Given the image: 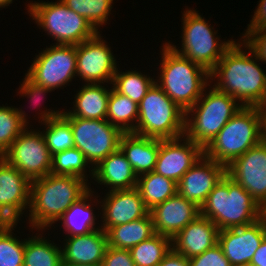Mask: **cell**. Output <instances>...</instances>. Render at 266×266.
Wrapping results in <instances>:
<instances>
[{
  "mask_svg": "<svg viewBox=\"0 0 266 266\" xmlns=\"http://www.w3.org/2000/svg\"><path fill=\"white\" fill-rule=\"evenodd\" d=\"M25 76L26 77L23 79L24 81L22 82L21 86H19L20 91L18 93L21 96H27L28 98H30L31 103L32 102L35 104H36V102L39 103L42 99L41 98L42 95H45V93L52 91V89L45 88L43 86L38 85L33 80H31L26 74H25ZM37 105H40V104H37ZM14 109H15L16 116L18 117V120L21 122V124L25 128H27L28 127L27 125L29 124V122H27L28 119L26 118L27 115H26L25 111H23L22 109H18V108H14Z\"/></svg>",
  "mask_w": 266,
  "mask_h": 266,
  "instance_id": "74e56055",
  "label": "cell"
},
{
  "mask_svg": "<svg viewBox=\"0 0 266 266\" xmlns=\"http://www.w3.org/2000/svg\"><path fill=\"white\" fill-rule=\"evenodd\" d=\"M256 109L259 112H266V87H265V90H264V94L262 96V99L257 104Z\"/></svg>",
  "mask_w": 266,
  "mask_h": 266,
  "instance_id": "bcb514c9",
  "label": "cell"
},
{
  "mask_svg": "<svg viewBox=\"0 0 266 266\" xmlns=\"http://www.w3.org/2000/svg\"><path fill=\"white\" fill-rule=\"evenodd\" d=\"M139 106L129 97L116 92L109 94L106 120L123 133H133L138 120ZM136 122V123H134Z\"/></svg>",
  "mask_w": 266,
  "mask_h": 266,
  "instance_id": "f546056e",
  "label": "cell"
},
{
  "mask_svg": "<svg viewBox=\"0 0 266 266\" xmlns=\"http://www.w3.org/2000/svg\"><path fill=\"white\" fill-rule=\"evenodd\" d=\"M266 237V219L239 228L219 230L218 244L232 266H249Z\"/></svg>",
  "mask_w": 266,
  "mask_h": 266,
  "instance_id": "2e32d148",
  "label": "cell"
},
{
  "mask_svg": "<svg viewBox=\"0 0 266 266\" xmlns=\"http://www.w3.org/2000/svg\"><path fill=\"white\" fill-rule=\"evenodd\" d=\"M102 266H136L130 250L107 247Z\"/></svg>",
  "mask_w": 266,
  "mask_h": 266,
  "instance_id": "60d3db41",
  "label": "cell"
},
{
  "mask_svg": "<svg viewBox=\"0 0 266 266\" xmlns=\"http://www.w3.org/2000/svg\"><path fill=\"white\" fill-rule=\"evenodd\" d=\"M263 217L266 219V205H265V207L263 208Z\"/></svg>",
  "mask_w": 266,
  "mask_h": 266,
  "instance_id": "681fc988",
  "label": "cell"
},
{
  "mask_svg": "<svg viewBox=\"0 0 266 266\" xmlns=\"http://www.w3.org/2000/svg\"><path fill=\"white\" fill-rule=\"evenodd\" d=\"M119 148L139 176L154 171L160 149V139L124 133L120 139Z\"/></svg>",
  "mask_w": 266,
  "mask_h": 266,
  "instance_id": "cb8c5ba5",
  "label": "cell"
},
{
  "mask_svg": "<svg viewBox=\"0 0 266 266\" xmlns=\"http://www.w3.org/2000/svg\"><path fill=\"white\" fill-rule=\"evenodd\" d=\"M203 154V148L185 135L174 139H160L154 171L178 183Z\"/></svg>",
  "mask_w": 266,
  "mask_h": 266,
  "instance_id": "e0dca14e",
  "label": "cell"
},
{
  "mask_svg": "<svg viewBox=\"0 0 266 266\" xmlns=\"http://www.w3.org/2000/svg\"><path fill=\"white\" fill-rule=\"evenodd\" d=\"M24 129L12 106H0V157Z\"/></svg>",
  "mask_w": 266,
  "mask_h": 266,
  "instance_id": "8d00e7d4",
  "label": "cell"
},
{
  "mask_svg": "<svg viewBox=\"0 0 266 266\" xmlns=\"http://www.w3.org/2000/svg\"><path fill=\"white\" fill-rule=\"evenodd\" d=\"M189 263L190 266H232L218 243L202 254L190 258Z\"/></svg>",
  "mask_w": 266,
  "mask_h": 266,
  "instance_id": "f35d334b",
  "label": "cell"
},
{
  "mask_svg": "<svg viewBox=\"0 0 266 266\" xmlns=\"http://www.w3.org/2000/svg\"><path fill=\"white\" fill-rule=\"evenodd\" d=\"M138 106L134 134L157 139H174L184 135L185 111L174 103L156 82Z\"/></svg>",
  "mask_w": 266,
  "mask_h": 266,
  "instance_id": "52a82bcc",
  "label": "cell"
},
{
  "mask_svg": "<svg viewBox=\"0 0 266 266\" xmlns=\"http://www.w3.org/2000/svg\"><path fill=\"white\" fill-rule=\"evenodd\" d=\"M68 8L83 16L97 31L105 24L112 9L113 0H61Z\"/></svg>",
  "mask_w": 266,
  "mask_h": 266,
  "instance_id": "d590c367",
  "label": "cell"
},
{
  "mask_svg": "<svg viewBox=\"0 0 266 266\" xmlns=\"http://www.w3.org/2000/svg\"><path fill=\"white\" fill-rule=\"evenodd\" d=\"M71 125L74 145L92 164L93 167L120 147V139L124 134L120 129L104 120L82 119L73 116H63Z\"/></svg>",
  "mask_w": 266,
  "mask_h": 266,
  "instance_id": "30bf717a",
  "label": "cell"
},
{
  "mask_svg": "<svg viewBox=\"0 0 266 266\" xmlns=\"http://www.w3.org/2000/svg\"><path fill=\"white\" fill-rule=\"evenodd\" d=\"M88 164L84 154L73 147L52 156L51 174L80 177L88 182L85 175Z\"/></svg>",
  "mask_w": 266,
  "mask_h": 266,
  "instance_id": "e575fe53",
  "label": "cell"
},
{
  "mask_svg": "<svg viewBox=\"0 0 266 266\" xmlns=\"http://www.w3.org/2000/svg\"><path fill=\"white\" fill-rule=\"evenodd\" d=\"M100 202L103 216L101 228L107 232L111 227L129 223L146 217L149 210L146 208L142 196L137 188L114 190L107 192Z\"/></svg>",
  "mask_w": 266,
  "mask_h": 266,
  "instance_id": "d6986e66",
  "label": "cell"
},
{
  "mask_svg": "<svg viewBox=\"0 0 266 266\" xmlns=\"http://www.w3.org/2000/svg\"><path fill=\"white\" fill-rule=\"evenodd\" d=\"M200 215L225 230L255 223L263 218V208L226 174L201 205Z\"/></svg>",
  "mask_w": 266,
  "mask_h": 266,
  "instance_id": "3957f363",
  "label": "cell"
},
{
  "mask_svg": "<svg viewBox=\"0 0 266 266\" xmlns=\"http://www.w3.org/2000/svg\"><path fill=\"white\" fill-rule=\"evenodd\" d=\"M260 140L266 145V112H260Z\"/></svg>",
  "mask_w": 266,
  "mask_h": 266,
  "instance_id": "f6af8a7d",
  "label": "cell"
},
{
  "mask_svg": "<svg viewBox=\"0 0 266 266\" xmlns=\"http://www.w3.org/2000/svg\"><path fill=\"white\" fill-rule=\"evenodd\" d=\"M62 266H102V265H93V264H72V265H62Z\"/></svg>",
  "mask_w": 266,
  "mask_h": 266,
  "instance_id": "c3c4849f",
  "label": "cell"
},
{
  "mask_svg": "<svg viewBox=\"0 0 266 266\" xmlns=\"http://www.w3.org/2000/svg\"><path fill=\"white\" fill-rule=\"evenodd\" d=\"M172 248V239L155 234L130 249L136 266H158Z\"/></svg>",
  "mask_w": 266,
  "mask_h": 266,
  "instance_id": "1f68e13d",
  "label": "cell"
},
{
  "mask_svg": "<svg viewBox=\"0 0 266 266\" xmlns=\"http://www.w3.org/2000/svg\"><path fill=\"white\" fill-rule=\"evenodd\" d=\"M106 234L108 246L116 249L130 250L156 233L152 216L149 213L146 217L138 220L111 227Z\"/></svg>",
  "mask_w": 266,
  "mask_h": 266,
  "instance_id": "484cf974",
  "label": "cell"
},
{
  "mask_svg": "<svg viewBox=\"0 0 266 266\" xmlns=\"http://www.w3.org/2000/svg\"><path fill=\"white\" fill-rule=\"evenodd\" d=\"M86 180L48 174L31 181L29 227L42 230L59 221L63 214L89 190Z\"/></svg>",
  "mask_w": 266,
  "mask_h": 266,
  "instance_id": "7a4b0ae2",
  "label": "cell"
},
{
  "mask_svg": "<svg viewBox=\"0 0 266 266\" xmlns=\"http://www.w3.org/2000/svg\"><path fill=\"white\" fill-rule=\"evenodd\" d=\"M260 140V112L243 106L203 149L204 155L228 166Z\"/></svg>",
  "mask_w": 266,
  "mask_h": 266,
  "instance_id": "8992f818",
  "label": "cell"
},
{
  "mask_svg": "<svg viewBox=\"0 0 266 266\" xmlns=\"http://www.w3.org/2000/svg\"><path fill=\"white\" fill-rule=\"evenodd\" d=\"M99 33L76 45V76H80L85 84H112L116 73L117 61Z\"/></svg>",
  "mask_w": 266,
  "mask_h": 266,
  "instance_id": "4fadbf2b",
  "label": "cell"
},
{
  "mask_svg": "<svg viewBox=\"0 0 266 266\" xmlns=\"http://www.w3.org/2000/svg\"><path fill=\"white\" fill-rule=\"evenodd\" d=\"M249 266H266V237L253 255Z\"/></svg>",
  "mask_w": 266,
  "mask_h": 266,
  "instance_id": "ee69618b",
  "label": "cell"
},
{
  "mask_svg": "<svg viewBox=\"0 0 266 266\" xmlns=\"http://www.w3.org/2000/svg\"><path fill=\"white\" fill-rule=\"evenodd\" d=\"M13 0H0V8L9 6V4L12 3Z\"/></svg>",
  "mask_w": 266,
  "mask_h": 266,
  "instance_id": "7dc6e473",
  "label": "cell"
},
{
  "mask_svg": "<svg viewBox=\"0 0 266 266\" xmlns=\"http://www.w3.org/2000/svg\"><path fill=\"white\" fill-rule=\"evenodd\" d=\"M150 77L136 70L120 72L117 68L113 77L112 88L119 94L129 97L139 104L156 81Z\"/></svg>",
  "mask_w": 266,
  "mask_h": 266,
  "instance_id": "d6a6232c",
  "label": "cell"
},
{
  "mask_svg": "<svg viewBox=\"0 0 266 266\" xmlns=\"http://www.w3.org/2000/svg\"><path fill=\"white\" fill-rule=\"evenodd\" d=\"M162 47V62L159 68L161 74L155 82L186 112L199 100L206 87L210 86L207 84L210 81V73L179 55L167 43Z\"/></svg>",
  "mask_w": 266,
  "mask_h": 266,
  "instance_id": "277c9868",
  "label": "cell"
},
{
  "mask_svg": "<svg viewBox=\"0 0 266 266\" xmlns=\"http://www.w3.org/2000/svg\"><path fill=\"white\" fill-rule=\"evenodd\" d=\"M218 234V227L199 215L172 239V248L190 259L214 247L218 243Z\"/></svg>",
  "mask_w": 266,
  "mask_h": 266,
  "instance_id": "7402d4cb",
  "label": "cell"
},
{
  "mask_svg": "<svg viewBox=\"0 0 266 266\" xmlns=\"http://www.w3.org/2000/svg\"><path fill=\"white\" fill-rule=\"evenodd\" d=\"M93 179L114 191L135 188L138 176L119 148L93 168Z\"/></svg>",
  "mask_w": 266,
  "mask_h": 266,
  "instance_id": "603a6c76",
  "label": "cell"
},
{
  "mask_svg": "<svg viewBox=\"0 0 266 266\" xmlns=\"http://www.w3.org/2000/svg\"><path fill=\"white\" fill-rule=\"evenodd\" d=\"M62 113L63 111L47 109L39 113L41 122L47 127L42 135L52 156L75 147L71 125Z\"/></svg>",
  "mask_w": 266,
  "mask_h": 266,
  "instance_id": "4316f807",
  "label": "cell"
},
{
  "mask_svg": "<svg viewBox=\"0 0 266 266\" xmlns=\"http://www.w3.org/2000/svg\"><path fill=\"white\" fill-rule=\"evenodd\" d=\"M182 48L167 44L179 55L206 69L209 73L235 41L219 42L217 31L194 9L185 10L182 15ZM216 36V37H215Z\"/></svg>",
  "mask_w": 266,
  "mask_h": 266,
  "instance_id": "ba28073f",
  "label": "cell"
},
{
  "mask_svg": "<svg viewBox=\"0 0 266 266\" xmlns=\"http://www.w3.org/2000/svg\"><path fill=\"white\" fill-rule=\"evenodd\" d=\"M111 89L101 84H84L75 95L74 107L64 111L62 116H73L82 119L104 120L107 117V107Z\"/></svg>",
  "mask_w": 266,
  "mask_h": 266,
  "instance_id": "d4e9b609",
  "label": "cell"
},
{
  "mask_svg": "<svg viewBox=\"0 0 266 266\" xmlns=\"http://www.w3.org/2000/svg\"><path fill=\"white\" fill-rule=\"evenodd\" d=\"M211 88L208 93L203 92L199 100L185 112L184 135L203 149L243 107L232 96L213 86Z\"/></svg>",
  "mask_w": 266,
  "mask_h": 266,
  "instance_id": "5b68a950",
  "label": "cell"
},
{
  "mask_svg": "<svg viewBox=\"0 0 266 266\" xmlns=\"http://www.w3.org/2000/svg\"><path fill=\"white\" fill-rule=\"evenodd\" d=\"M158 266H190V263L189 258L171 248Z\"/></svg>",
  "mask_w": 266,
  "mask_h": 266,
  "instance_id": "7bdbcfd3",
  "label": "cell"
},
{
  "mask_svg": "<svg viewBox=\"0 0 266 266\" xmlns=\"http://www.w3.org/2000/svg\"><path fill=\"white\" fill-rule=\"evenodd\" d=\"M35 57L26 75L40 86L55 90L76 76V45H51Z\"/></svg>",
  "mask_w": 266,
  "mask_h": 266,
  "instance_id": "8fae6325",
  "label": "cell"
},
{
  "mask_svg": "<svg viewBox=\"0 0 266 266\" xmlns=\"http://www.w3.org/2000/svg\"><path fill=\"white\" fill-rule=\"evenodd\" d=\"M28 12L57 43L77 45L92 38L97 31L83 17L59 2H34L28 4Z\"/></svg>",
  "mask_w": 266,
  "mask_h": 266,
  "instance_id": "9c48e42d",
  "label": "cell"
},
{
  "mask_svg": "<svg viewBox=\"0 0 266 266\" xmlns=\"http://www.w3.org/2000/svg\"><path fill=\"white\" fill-rule=\"evenodd\" d=\"M256 60L258 57L244 42L235 41L210 72V80L217 77L213 87L241 101L242 106L256 107L266 87V71Z\"/></svg>",
  "mask_w": 266,
  "mask_h": 266,
  "instance_id": "6da1fadb",
  "label": "cell"
},
{
  "mask_svg": "<svg viewBox=\"0 0 266 266\" xmlns=\"http://www.w3.org/2000/svg\"><path fill=\"white\" fill-rule=\"evenodd\" d=\"M155 233L173 239L183 228L200 215V208L178 193L149 211Z\"/></svg>",
  "mask_w": 266,
  "mask_h": 266,
  "instance_id": "ffe728a7",
  "label": "cell"
},
{
  "mask_svg": "<svg viewBox=\"0 0 266 266\" xmlns=\"http://www.w3.org/2000/svg\"><path fill=\"white\" fill-rule=\"evenodd\" d=\"M17 222H3L0 225V266H23L25 239L18 240L12 230Z\"/></svg>",
  "mask_w": 266,
  "mask_h": 266,
  "instance_id": "836d02e7",
  "label": "cell"
},
{
  "mask_svg": "<svg viewBox=\"0 0 266 266\" xmlns=\"http://www.w3.org/2000/svg\"><path fill=\"white\" fill-rule=\"evenodd\" d=\"M30 194L31 180L0 157V220L19 222L30 206Z\"/></svg>",
  "mask_w": 266,
  "mask_h": 266,
  "instance_id": "9a60e30c",
  "label": "cell"
},
{
  "mask_svg": "<svg viewBox=\"0 0 266 266\" xmlns=\"http://www.w3.org/2000/svg\"><path fill=\"white\" fill-rule=\"evenodd\" d=\"M225 175L226 166L203 154L177 183L178 194L200 208Z\"/></svg>",
  "mask_w": 266,
  "mask_h": 266,
  "instance_id": "ac0fdd59",
  "label": "cell"
},
{
  "mask_svg": "<svg viewBox=\"0 0 266 266\" xmlns=\"http://www.w3.org/2000/svg\"><path fill=\"white\" fill-rule=\"evenodd\" d=\"M62 250V265H101L108 247L106 232L100 228L87 234L68 236Z\"/></svg>",
  "mask_w": 266,
  "mask_h": 266,
  "instance_id": "44dd1931",
  "label": "cell"
},
{
  "mask_svg": "<svg viewBox=\"0 0 266 266\" xmlns=\"http://www.w3.org/2000/svg\"><path fill=\"white\" fill-rule=\"evenodd\" d=\"M242 42H244L258 57L262 63H266V27L246 30L243 34Z\"/></svg>",
  "mask_w": 266,
  "mask_h": 266,
  "instance_id": "ab89813d",
  "label": "cell"
},
{
  "mask_svg": "<svg viewBox=\"0 0 266 266\" xmlns=\"http://www.w3.org/2000/svg\"><path fill=\"white\" fill-rule=\"evenodd\" d=\"M266 27V0H259L257 9L246 30H255Z\"/></svg>",
  "mask_w": 266,
  "mask_h": 266,
  "instance_id": "b9f144b4",
  "label": "cell"
},
{
  "mask_svg": "<svg viewBox=\"0 0 266 266\" xmlns=\"http://www.w3.org/2000/svg\"><path fill=\"white\" fill-rule=\"evenodd\" d=\"M90 190L77 202H75L59 219L62 223L61 225L67 231L69 236L74 235H83L87 234L93 230L100 229L101 227L95 228V214L93 213V209L89 204V198L93 195V190ZM88 201V202H87ZM87 202V203H86Z\"/></svg>",
  "mask_w": 266,
  "mask_h": 266,
  "instance_id": "f1b7e54d",
  "label": "cell"
},
{
  "mask_svg": "<svg viewBox=\"0 0 266 266\" xmlns=\"http://www.w3.org/2000/svg\"><path fill=\"white\" fill-rule=\"evenodd\" d=\"M40 235L25 240L23 266H62L61 246L59 248Z\"/></svg>",
  "mask_w": 266,
  "mask_h": 266,
  "instance_id": "4dcf8cb0",
  "label": "cell"
},
{
  "mask_svg": "<svg viewBox=\"0 0 266 266\" xmlns=\"http://www.w3.org/2000/svg\"><path fill=\"white\" fill-rule=\"evenodd\" d=\"M226 174L239 183L262 207L266 205V145L259 143L227 167Z\"/></svg>",
  "mask_w": 266,
  "mask_h": 266,
  "instance_id": "5bb4252c",
  "label": "cell"
},
{
  "mask_svg": "<svg viewBox=\"0 0 266 266\" xmlns=\"http://www.w3.org/2000/svg\"><path fill=\"white\" fill-rule=\"evenodd\" d=\"M136 188L149 211L178 193L176 182L155 171L139 175Z\"/></svg>",
  "mask_w": 266,
  "mask_h": 266,
  "instance_id": "83f0119b",
  "label": "cell"
},
{
  "mask_svg": "<svg viewBox=\"0 0 266 266\" xmlns=\"http://www.w3.org/2000/svg\"><path fill=\"white\" fill-rule=\"evenodd\" d=\"M1 157L31 181L51 173L52 155L39 130L25 128Z\"/></svg>",
  "mask_w": 266,
  "mask_h": 266,
  "instance_id": "7c38bea8",
  "label": "cell"
}]
</instances>
